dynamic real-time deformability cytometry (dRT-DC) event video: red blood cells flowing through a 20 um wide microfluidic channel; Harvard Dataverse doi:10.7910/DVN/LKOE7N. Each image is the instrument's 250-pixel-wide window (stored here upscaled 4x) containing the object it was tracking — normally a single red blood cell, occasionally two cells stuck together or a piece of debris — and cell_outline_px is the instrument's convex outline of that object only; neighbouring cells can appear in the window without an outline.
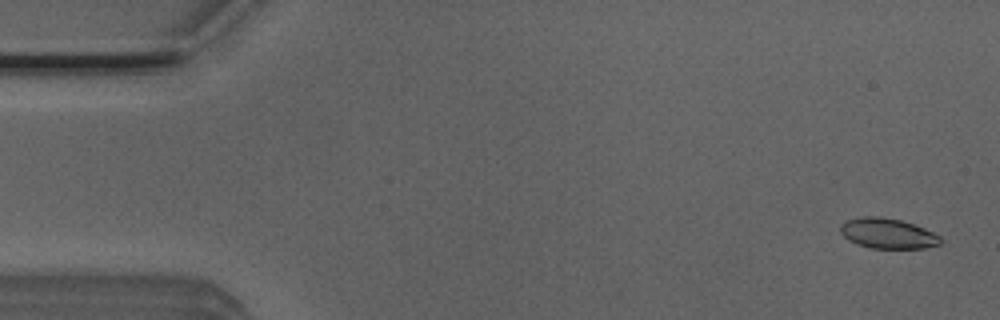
{"species": "Egyptian fruit bat (a non-hibernating species)", "species_latin": "Rousettus aegyptiacus", "temperature_condition": "room temperature", "stored_images_in_passage": 8, "camera_frame_rate_fps": 3000, "um_per_image_px": 0.085, "animal": {"sex": "male"}, "frame": {"image": 1, "passage_image": 2, "time_ms": 0.333, "image_size_px": [1000, 320], "cell_outline_px": [[944, 240], [940, 244], [924, 248], [868, 248], [856, 244], [848, 240], [840, 232], [840, 224], [844, 220], [864, 216], [880, 216], [900, 220], [924, 228], [940, 236]], "centroid_in_image_um": [75.43, 19.84], "position_along_channel_um": 9.6, "area_um2": 17.8}}